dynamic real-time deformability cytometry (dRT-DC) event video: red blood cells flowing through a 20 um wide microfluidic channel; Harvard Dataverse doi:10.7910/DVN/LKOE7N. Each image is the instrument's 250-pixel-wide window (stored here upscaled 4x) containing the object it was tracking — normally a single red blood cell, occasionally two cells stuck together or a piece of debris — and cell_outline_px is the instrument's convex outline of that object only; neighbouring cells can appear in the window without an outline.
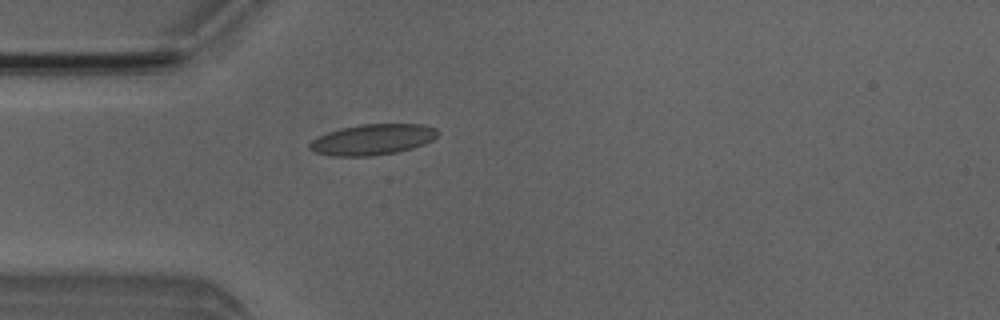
{"species": "Egyptian fruit bat (a non-hibernating species)", "species_latin": "Rousettus aegyptiacus", "temperature_condition": "room temperature", "stored_images_in_passage": 2, "camera_frame_rate_fps": 3000, "um_per_image_px": 0.085, "animal": {"sex": "male"}, "frame": {"image": 1, "passage_image": 2, "time_ms": 2.333, "image_size_px": [1000, 320], "cell_outline_px": [[440, 132], [432, 140], [424, 144], [412, 148], [396, 152], [372, 156], [332, 156], [316, 152], [308, 148], [308, 144], [316, 136], [340, 128], [360, 124], [424, 124], [436, 128]], "centroid_in_image_um": [31.66, 11.85], "position_along_channel_um": 53.3, "area_um2": 23.12}}